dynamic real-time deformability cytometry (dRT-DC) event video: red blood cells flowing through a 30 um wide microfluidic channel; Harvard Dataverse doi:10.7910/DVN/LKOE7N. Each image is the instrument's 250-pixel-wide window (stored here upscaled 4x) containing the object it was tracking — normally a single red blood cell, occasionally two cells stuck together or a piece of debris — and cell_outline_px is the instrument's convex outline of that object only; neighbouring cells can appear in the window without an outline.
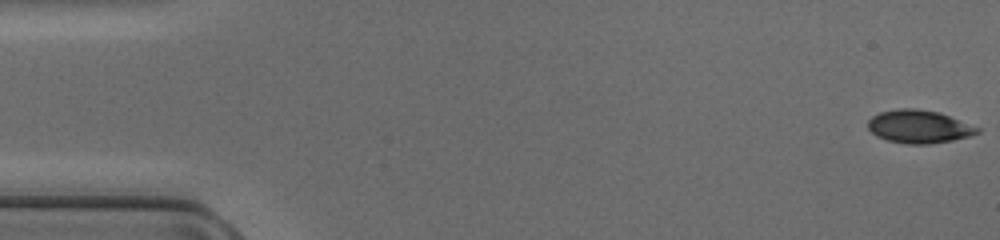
{"species": "common noctule bat (a hibernating species)", "species_latin": "Nyctalus noctula", "temperature_condition": "cold", "stored_images_in_passage": 48, "camera_frame_rate_fps": 3000, "um_per_image_px": 0.085, "animal": {"sex": "female", "body_mass_g": 17.0, "forearm_length_mm": 48.0}, "frame": {"image": 1, "passage_image": 1, "time_ms": 0.0, "image_size_px": [1000, 240], "cell_outline_px": [[980, 132], [972, 136], [952, 140], [928, 144], [904, 144], [888, 140], [876, 136], [868, 128], [868, 120], [872, 116], [880, 112], [896, 108], [916, 108], [940, 112], [980, 128]], "centroid_in_image_um": [78.11, 10.75], "position_along_channel_um": 6.9, "area_um2": 21.21}}
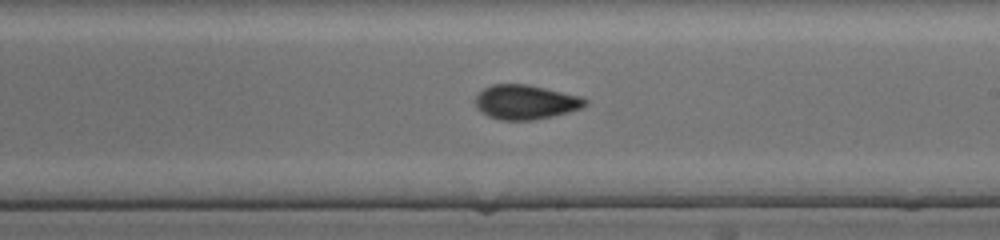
{"frame": {"image": 2, "passage_image": 28, "time_ms": 9.0, "image_size_px": [1000, 240], "cell_outline_px": [[588, 104], [580, 108], [568, 112], [552, 116], [532, 120], [500, 120], [488, 116], [480, 112], [476, 108], [476, 96], [484, 88], [492, 84], [528, 84], [580, 96], [588, 100]], "centroid_in_image_um": [44.66, 8.68], "position_along_channel_um": 244.3, "area_um2": 22.02}}
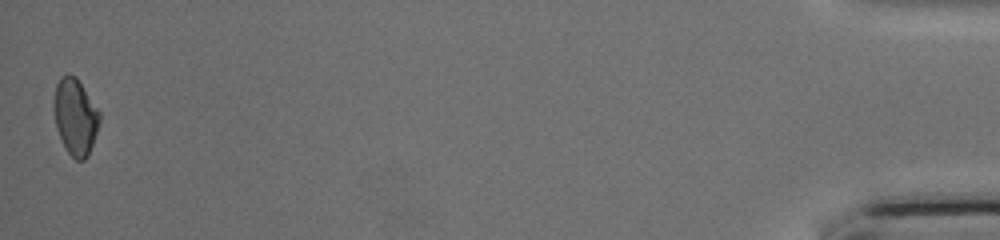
{"frame": {"image": 3, "passage_image": 48, "time_ms": 15.667, "image_size_px": [1000, 240], "cell_outline_px": [[100, 120], [88, 156], [84, 160], [76, 160], [68, 152], [56, 128], [56, 84], [60, 76], [68, 72], [76, 76], [100, 112]], "centroid_in_image_um": [6.43, 9.9], "position_along_channel_um": 428.8, "area_um2": 19.77}}